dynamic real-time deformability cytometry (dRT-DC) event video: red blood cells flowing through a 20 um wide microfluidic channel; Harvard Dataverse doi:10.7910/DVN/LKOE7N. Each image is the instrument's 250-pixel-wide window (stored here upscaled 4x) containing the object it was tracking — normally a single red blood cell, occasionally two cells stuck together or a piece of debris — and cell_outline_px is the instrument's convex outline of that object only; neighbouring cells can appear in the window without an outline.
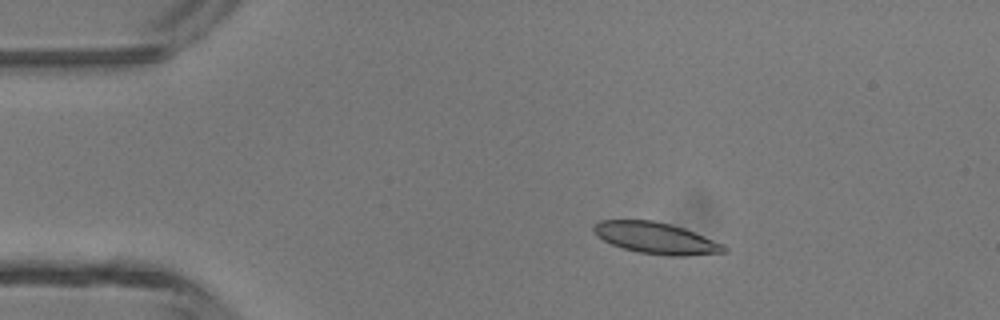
{"species": "common noctule bat (a hibernating species)", "species_latin": "Nyctalus noctula", "temperature_condition": "room temperature", "stored_images_in_passage": 4, "camera_frame_rate_fps": 3000, "um_per_image_px": 0.085, "animal": {"sex": "male", "body_mass_g": 13.3}, "frame": {"image": 1, "passage_image": 3, "time_ms": 0.667, "image_size_px": [1000, 320], "cell_outline_px": [[728, 252], [688, 256], [664, 256], [640, 252], [624, 248], [612, 244], [596, 236], [592, 228], [600, 220], [652, 220], [684, 228], [724, 244], [728, 248]], "centroid_in_image_um": [55.79, 20.25], "position_along_channel_um": 29.2, "area_um2": 23.81}}